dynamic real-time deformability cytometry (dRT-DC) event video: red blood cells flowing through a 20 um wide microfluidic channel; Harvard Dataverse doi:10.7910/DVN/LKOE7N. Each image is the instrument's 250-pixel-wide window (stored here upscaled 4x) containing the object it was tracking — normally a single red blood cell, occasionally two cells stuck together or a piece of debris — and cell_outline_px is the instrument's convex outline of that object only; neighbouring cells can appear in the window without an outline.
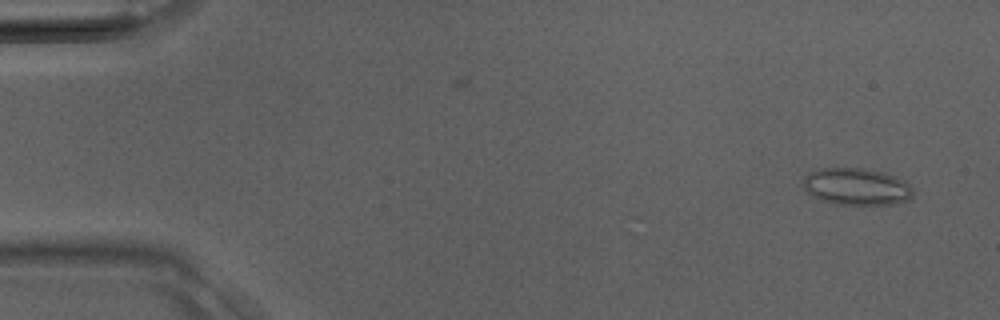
{"species": "Egyptian fruit bat (a non-hibernating species)", "species_latin": "Rousettus aegyptiacus", "temperature_condition": "room temperature", "stored_images_in_passage": 38, "camera_frame_rate_fps": 3000, "um_per_image_px": 0.085, "animal": {"sex": "male"}, "frame": {"image": 1, "passage_image": 2, "time_ms": 0.333, "image_size_px": [1000, 320], "cell_outline_px": [[912, 196], [908, 200], [896, 204], [836, 204], [820, 200], [808, 192], [804, 188], [804, 176], [820, 168], [864, 168], [880, 172], [904, 180], [912, 188]], "centroid_in_image_um": [72.8, 15.87], "position_along_channel_um": 12.2, "area_um2": 23.41}}
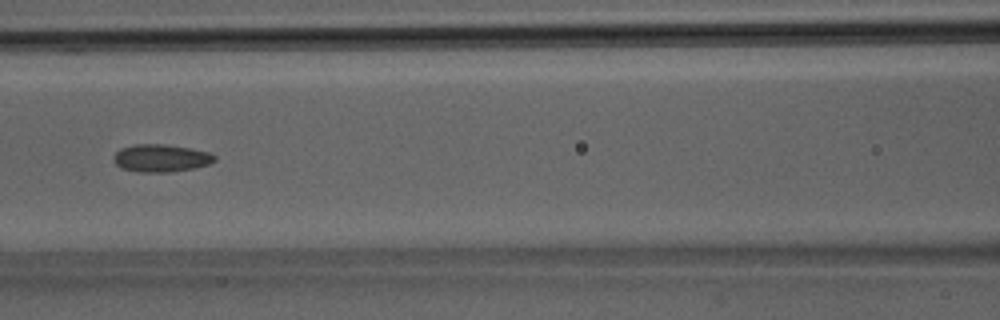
{"frame": {"image": 2, "passage_image": 17, "time_ms": 5.333, "image_size_px": [1000, 320], "cell_outline_px": [[216, 160], [208, 164], [196, 168], [172, 172], [140, 172], [120, 168], [116, 164], [112, 156], [120, 148], [136, 144], [164, 144], [188, 148], [208, 152], [216, 156]], "centroid_in_image_um": [13.67, 13.45], "position_along_channel_um": 152.9, "area_um2": 16.3}}
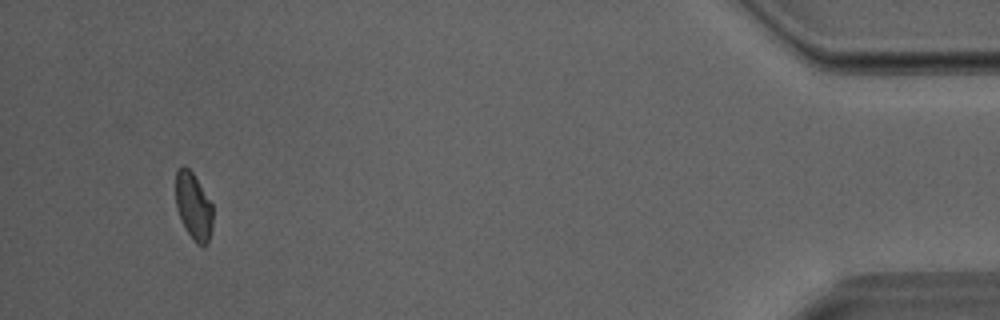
{"frame": {"image": 3, "passage_image": 36, "time_ms": 11.667, "image_size_px": [1000, 320], "cell_outline_px": [[212, 228], [208, 244], [196, 244], [192, 240], [176, 208], [176, 172], [184, 164], [192, 172], [212, 204]], "centroid_in_image_um": [16.45, 17.54], "position_along_channel_um": 418.7, "area_um2": 14.28}}